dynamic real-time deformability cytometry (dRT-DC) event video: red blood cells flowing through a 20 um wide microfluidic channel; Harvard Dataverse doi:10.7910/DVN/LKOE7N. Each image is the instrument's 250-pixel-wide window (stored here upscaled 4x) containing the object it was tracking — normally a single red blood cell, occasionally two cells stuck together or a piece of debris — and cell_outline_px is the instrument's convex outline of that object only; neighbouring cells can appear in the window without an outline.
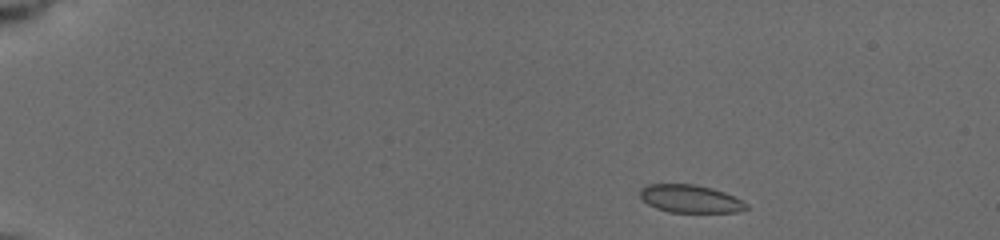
{"species": "common noctule bat (a hibernating species)", "species_latin": "Nyctalus noctula", "temperature_condition": "cold", "stored_images_in_passage": 9, "camera_frame_rate_fps": 3000, "um_per_image_px": 0.085, "animal": {"sex": "female", "body_mass_g": 19.5, "forearm_length_mm": 54.1}, "frame": {"image": 1, "passage_image": 1, "time_ms": 0.0, "image_size_px": [1000, 240], "cell_outline_px": [[748, 208], [736, 212], [668, 212], [656, 208], [648, 204], [640, 196], [640, 188], [648, 184], [692, 184], [712, 188], [724, 192], [748, 204]], "centroid_in_image_um": [58.65, 16.9], "position_along_channel_um": 26.4, "area_um2": 17.11}}
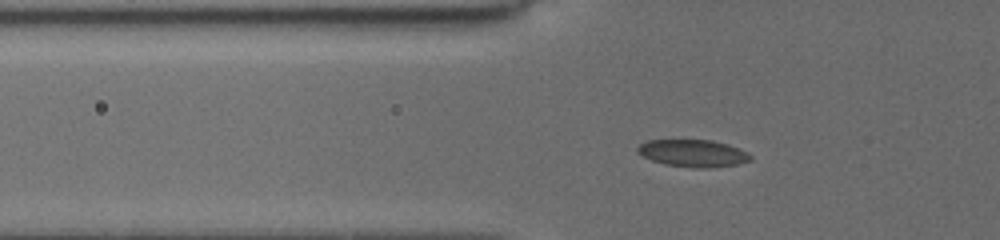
{"frame": {"image": 2, "passage_image": 6, "time_ms": 3.667, "image_size_px": [1000, 240], "cell_outline_px": [[752, 160], [736, 164], [708, 168], [696, 168], [664, 164], [652, 160], [636, 152], [636, 148], [640, 144], [648, 140], [712, 140], [748, 152], [752, 156]], "centroid_in_image_um": [58.88, 13.03], "position_along_channel_um": 66.9, "area_um2": 17.74}}
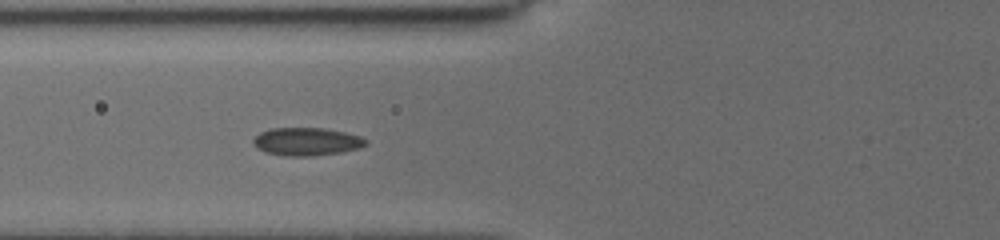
{"frame": {"image": 3, "passage_image": 9, "time_ms": 4.667, "image_size_px": [1000, 240], "cell_outline_px": [[368, 144], [360, 148], [340, 152], [312, 156], [284, 156], [268, 152], [256, 148], [252, 140], [260, 132], [272, 128], [324, 128], [344, 132], [360, 136], [368, 140]], "centroid_in_image_um": [26.08, 12.03], "position_along_channel_um": 99.7, "area_um2": 18.32}}